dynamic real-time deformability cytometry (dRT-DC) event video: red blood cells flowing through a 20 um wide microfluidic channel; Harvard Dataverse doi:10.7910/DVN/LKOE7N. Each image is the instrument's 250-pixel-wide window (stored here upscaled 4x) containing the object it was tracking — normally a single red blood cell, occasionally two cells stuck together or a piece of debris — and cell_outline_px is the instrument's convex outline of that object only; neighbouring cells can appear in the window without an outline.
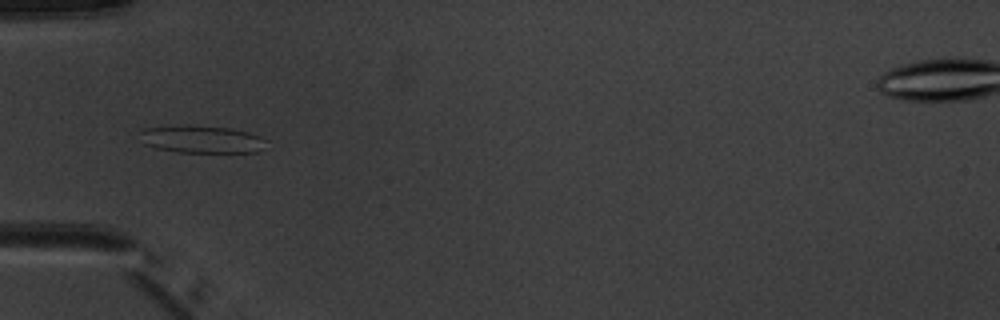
{"species": "common noctule bat (a hibernating species)", "species_latin": "Nyctalus noctula", "temperature_condition": "warm", "stored_images_in_passage": 3, "camera_frame_rate_fps": 3000, "um_per_image_px": 0.085, "animal": {"sex": "male", "body_mass_g": 20.1, "forearm_length_mm": 53.5}, "frame": {"image": 1, "passage_image": 3, "time_ms": 2.333, "image_size_px": [1000, 320], "cell_outline_px": [[268, 140], [256, 152], [176, 152], [156, 148], [144, 144], [140, 132], [144, 128], [184, 124], [232, 128], [248, 132], [260, 136]], "centroid_in_image_um": [17.11, 11.82], "position_along_channel_um": 67.9, "area_um2": 20.35}}